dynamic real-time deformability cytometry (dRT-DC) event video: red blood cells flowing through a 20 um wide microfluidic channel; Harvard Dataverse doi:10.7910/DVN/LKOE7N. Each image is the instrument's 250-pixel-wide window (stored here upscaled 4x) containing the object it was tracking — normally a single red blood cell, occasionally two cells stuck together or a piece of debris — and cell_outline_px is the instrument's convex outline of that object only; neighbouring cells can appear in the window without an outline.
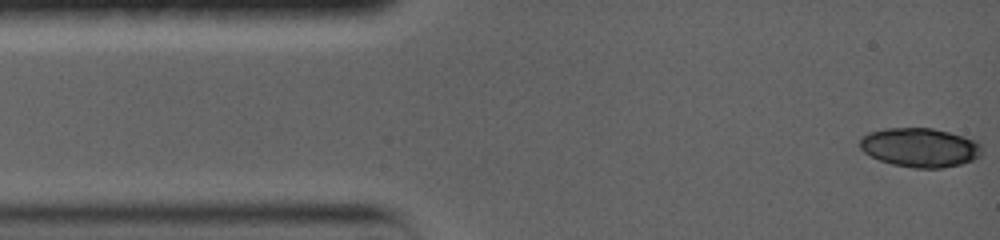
{"species": "common noctule bat (a hibernating species)", "species_latin": "Nyctalus noctula", "temperature_condition": "warm", "stored_images_in_passage": 5, "camera_frame_rate_fps": 5000, "um_per_image_px": 0.085, "animal": {"sex": "female", "body_mass_g": 19.0, "forearm_length_mm": 56.7}, "frame": {"image": 1, "passage_image": 1, "time_ms": 0.0, "image_size_px": [1000, 240], "cell_outline_px": [[980, 156], [972, 160], [960, 164], [940, 168], [912, 168], [892, 164], [880, 160], [864, 152], [860, 148], [860, 140], [868, 132], [884, 128], [932, 128], [948, 132], [976, 140], [980, 144]], "centroid_in_image_um": [78.18, 12.53], "position_along_channel_um": 6.8, "area_um2": 27.63}}